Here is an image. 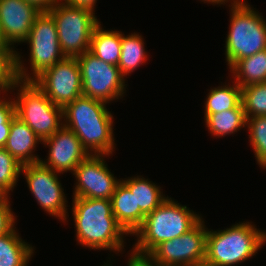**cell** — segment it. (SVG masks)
Returning a JSON list of instances; mask_svg holds the SVG:
<instances>
[{
    "label": "cell",
    "instance_id": "1",
    "mask_svg": "<svg viewBox=\"0 0 266 266\" xmlns=\"http://www.w3.org/2000/svg\"><path fill=\"white\" fill-rule=\"evenodd\" d=\"M71 210L76 241L81 246L110 250L116 255L125 249L124 235L128 234L112 213L111 199L73 197Z\"/></svg>",
    "mask_w": 266,
    "mask_h": 266
},
{
    "label": "cell",
    "instance_id": "2",
    "mask_svg": "<svg viewBox=\"0 0 266 266\" xmlns=\"http://www.w3.org/2000/svg\"><path fill=\"white\" fill-rule=\"evenodd\" d=\"M107 103L81 95L63 108L64 126L72 130L92 155L112 156L114 117Z\"/></svg>",
    "mask_w": 266,
    "mask_h": 266
},
{
    "label": "cell",
    "instance_id": "3",
    "mask_svg": "<svg viewBox=\"0 0 266 266\" xmlns=\"http://www.w3.org/2000/svg\"><path fill=\"white\" fill-rule=\"evenodd\" d=\"M177 202L168 196L145 216L141 226L132 235L136 236L137 241L130 253L147 257L159 244L180 237L202 219L200 214Z\"/></svg>",
    "mask_w": 266,
    "mask_h": 266
},
{
    "label": "cell",
    "instance_id": "4",
    "mask_svg": "<svg viewBox=\"0 0 266 266\" xmlns=\"http://www.w3.org/2000/svg\"><path fill=\"white\" fill-rule=\"evenodd\" d=\"M266 243V230L252 222H239L223 230H207L205 263L235 266L253 258Z\"/></svg>",
    "mask_w": 266,
    "mask_h": 266
},
{
    "label": "cell",
    "instance_id": "5",
    "mask_svg": "<svg viewBox=\"0 0 266 266\" xmlns=\"http://www.w3.org/2000/svg\"><path fill=\"white\" fill-rule=\"evenodd\" d=\"M229 7L225 57L230 69L238 60L266 50V20L246 1L229 4Z\"/></svg>",
    "mask_w": 266,
    "mask_h": 266
},
{
    "label": "cell",
    "instance_id": "6",
    "mask_svg": "<svg viewBox=\"0 0 266 266\" xmlns=\"http://www.w3.org/2000/svg\"><path fill=\"white\" fill-rule=\"evenodd\" d=\"M29 45L30 72L19 52L13 64V78L20 81H34L40 74L65 58L58 40L57 26L48 12H41L23 42ZM24 64V65H23ZM28 71V72H27Z\"/></svg>",
    "mask_w": 266,
    "mask_h": 266
},
{
    "label": "cell",
    "instance_id": "7",
    "mask_svg": "<svg viewBox=\"0 0 266 266\" xmlns=\"http://www.w3.org/2000/svg\"><path fill=\"white\" fill-rule=\"evenodd\" d=\"M9 90H18L15 114L42 140L49 138L63 125V108L52 103L33 81L12 79Z\"/></svg>",
    "mask_w": 266,
    "mask_h": 266
},
{
    "label": "cell",
    "instance_id": "8",
    "mask_svg": "<svg viewBox=\"0 0 266 266\" xmlns=\"http://www.w3.org/2000/svg\"><path fill=\"white\" fill-rule=\"evenodd\" d=\"M48 13L53 17L65 57H78L90 50L94 28L100 23L95 12L59 1Z\"/></svg>",
    "mask_w": 266,
    "mask_h": 266
},
{
    "label": "cell",
    "instance_id": "9",
    "mask_svg": "<svg viewBox=\"0 0 266 266\" xmlns=\"http://www.w3.org/2000/svg\"><path fill=\"white\" fill-rule=\"evenodd\" d=\"M76 58L81 71L84 96L108 104L124 97L127 84L118 66L99 59L90 51Z\"/></svg>",
    "mask_w": 266,
    "mask_h": 266
},
{
    "label": "cell",
    "instance_id": "10",
    "mask_svg": "<svg viewBox=\"0 0 266 266\" xmlns=\"http://www.w3.org/2000/svg\"><path fill=\"white\" fill-rule=\"evenodd\" d=\"M207 230L202 218L180 237L159 244L147 257L158 266H191L204 263Z\"/></svg>",
    "mask_w": 266,
    "mask_h": 266
},
{
    "label": "cell",
    "instance_id": "11",
    "mask_svg": "<svg viewBox=\"0 0 266 266\" xmlns=\"http://www.w3.org/2000/svg\"><path fill=\"white\" fill-rule=\"evenodd\" d=\"M26 179L27 187L40 207L50 216L67 221V198L58 172L43 165L40 161L22 165L21 174Z\"/></svg>",
    "mask_w": 266,
    "mask_h": 266
},
{
    "label": "cell",
    "instance_id": "12",
    "mask_svg": "<svg viewBox=\"0 0 266 266\" xmlns=\"http://www.w3.org/2000/svg\"><path fill=\"white\" fill-rule=\"evenodd\" d=\"M33 82L52 103L62 108L83 95L81 71L76 57H65Z\"/></svg>",
    "mask_w": 266,
    "mask_h": 266
},
{
    "label": "cell",
    "instance_id": "13",
    "mask_svg": "<svg viewBox=\"0 0 266 266\" xmlns=\"http://www.w3.org/2000/svg\"><path fill=\"white\" fill-rule=\"evenodd\" d=\"M106 157L90 154L74 169L72 174L76 183L73 197L111 199L121 180L109 171L104 161Z\"/></svg>",
    "mask_w": 266,
    "mask_h": 266
},
{
    "label": "cell",
    "instance_id": "14",
    "mask_svg": "<svg viewBox=\"0 0 266 266\" xmlns=\"http://www.w3.org/2000/svg\"><path fill=\"white\" fill-rule=\"evenodd\" d=\"M41 144L49 150L47 159H40V162L60 174L73 173L74 169L90 155L76 134L64 125Z\"/></svg>",
    "mask_w": 266,
    "mask_h": 266
},
{
    "label": "cell",
    "instance_id": "15",
    "mask_svg": "<svg viewBox=\"0 0 266 266\" xmlns=\"http://www.w3.org/2000/svg\"><path fill=\"white\" fill-rule=\"evenodd\" d=\"M41 12L23 0H0L1 29L13 48L16 43H23L28 38L30 29Z\"/></svg>",
    "mask_w": 266,
    "mask_h": 266
},
{
    "label": "cell",
    "instance_id": "16",
    "mask_svg": "<svg viewBox=\"0 0 266 266\" xmlns=\"http://www.w3.org/2000/svg\"><path fill=\"white\" fill-rule=\"evenodd\" d=\"M42 140L33 130L18 117L11 122L9 136L4 148L21 164L40 161L39 155L34 154L37 144Z\"/></svg>",
    "mask_w": 266,
    "mask_h": 266
},
{
    "label": "cell",
    "instance_id": "17",
    "mask_svg": "<svg viewBox=\"0 0 266 266\" xmlns=\"http://www.w3.org/2000/svg\"><path fill=\"white\" fill-rule=\"evenodd\" d=\"M121 181L135 195L136 200V230L141 226L145 216L154 211L167 198L161 187L143 176H134L121 179Z\"/></svg>",
    "mask_w": 266,
    "mask_h": 266
},
{
    "label": "cell",
    "instance_id": "18",
    "mask_svg": "<svg viewBox=\"0 0 266 266\" xmlns=\"http://www.w3.org/2000/svg\"><path fill=\"white\" fill-rule=\"evenodd\" d=\"M14 227L0 236V266H28L34 254V247L22 240Z\"/></svg>",
    "mask_w": 266,
    "mask_h": 266
},
{
    "label": "cell",
    "instance_id": "19",
    "mask_svg": "<svg viewBox=\"0 0 266 266\" xmlns=\"http://www.w3.org/2000/svg\"><path fill=\"white\" fill-rule=\"evenodd\" d=\"M112 213L117 223L129 235L136 231V200L130 189L120 181L111 197Z\"/></svg>",
    "mask_w": 266,
    "mask_h": 266
},
{
    "label": "cell",
    "instance_id": "20",
    "mask_svg": "<svg viewBox=\"0 0 266 266\" xmlns=\"http://www.w3.org/2000/svg\"><path fill=\"white\" fill-rule=\"evenodd\" d=\"M230 72L233 81L241 88L266 82V50L238 60Z\"/></svg>",
    "mask_w": 266,
    "mask_h": 266
},
{
    "label": "cell",
    "instance_id": "21",
    "mask_svg": "<svg viewBox=\"0 0 266 266\" xmlns=\"http://www.w3.org/2000/svg\"><path fill=\"white\" fill-rule=\"evenodd\" d=\"M89 51L99 59L118 66L121 55V31L104 30L100 22L93 30Z\"/></svg>",
    "mask_w": 266,
    "mask_h": 266
},
{
    "label": "cell",
    "instance_id": "22",
    "mask_svg": "<svg viewBox=\"0 0 266 266\" xmlns=\"http://www.w3.org/2000/svg\"><path fill=\"white\" fill-rule=\"evenodd\" d=\"M144 44V38L139 33H129V35L125 36L121 32V55L118 68L124 77L129 76L148 60Z\"/></svg>",
    "mask_w": 266,
    "mask_h": 266
},
{
    "label": "cell",
    "instance_id": "23",
    "mask_svg": "<svg viewBox=\"0 0 266 266\" xmlns=\"http://www.w3.org/2000/svg\"><path fill=\"white\" fill-rule=\"evenodd\" d=\"M246 119L245 111L240 103L235 109L210 114L204 122L211 136L219 138L246 128Z\"/></svg>",
    "mask_w": 266,
    "mask_h": 266
},
{
    "label": "cell",
    "instance_id": "24",
    "mask_svg": "<svg viewBox=\"0 0 266 266\" xmlns=\"http://www.w3.org/2000/svg\"><path fill=\"white\" fill-rule=\"evenodd\" d=\"M232 83L222 84L209 91L204 103V120L210 114L235 109L241 103V87L235 81Z\"/></svg>",
    "mask_w": 266,
    "mask_h": 266
},
{
    "label": "cell",
    "instance_id": "25",
    "mask_svg": "<svg viewBox=\"0 0 266 266\" xmlns=\"http://www.w3.org/2000/svg\"><path fill=\"white\" fill-rule=\"evenodd\" d=\"M241 103L246 118L266 116V82L241 88Z\"/></svg>",
    "mask_w": 266,
    "mask_h": 266
},
{
    "label": "cell",
    "instance_id": "26",
    "mask_svg": "<svg viewBox=\"0 0 266 266\" xmlns=\"http://www.w3.org/2000/svg\"><path fill=\"white\" fill-rule=\"evenodd\" d=\"M249 142L255 153L259 167L266 169V116H253L246 119Z\"/></svg>",
    "mask_w": 266,
    "mask_h": 266
},
{
    "label": "cell",
    "instance_id": "27",
    "mask_svg": "<svg viewBox=\"0 0 266 266\" xmlns=\"http://www.w3.org/2000/svg\"><path fill=\"white\" fill-rule=\"evenodd\" d=\"M22 165L5 149L0 148V187L9 195L16 187Z\"/></svg>",
    "mask_w": 266,
    "mask_h": 266
},
{
    "label": "cell",
    "instance_id": "28",
    "mask_svg": "<svg viewBox=\"0 0 266 266\" xmlns=\"http://www.w3.org/2000/svg\"><path fill=\"white\" fill-rule=\"evenodd\" d=\"M10 197L0 202V236L9 233L16 224V217L12 212Z\"/></svg>",
    "mask_w": 266,
    "mask_h": 266
},
{
    "label": "cell",
    "instance_id": "29",
    "mask_svg": "<svg viewBox=\"0 0 266 266\" xmlns=\"http://www.w3.org/2000/svg\"><path fill=\"white\" fill-rule=\"evenodd\" d=\"M6 91L8 90H0V95L3 94L0 97V126H11L12 120L16 117L14 100L4 96V93L7 94Z\"/></svg>",
    "mask_w": 266,
    "mask_h": 266
},
{
    "label": "cell",
    "instance_id": "30",
    "mask_svg": "<svg viewBox=\"0 0 266 266\" xmlns=\"http://www.w3.org/2000/svg\"><path fill=\"white\" fill-rule=\"evenodd\" d=\"M13 79V65L0 53V90L8 88Z\"/></svg>",
    "mask_w": 266,
    "mask_h": 266
},
{
    "label": "cell",
    "instance_id": "31",
    "mask_svg": "<svg viewBox=\"0 0 266 266\" xmlns=\"http://www.w3.org/2000/svg\"><path fill=\"white\" fill-rule=\"evenodd\" d=\"M16 49H14L3 35L0 25V53L13 65L16 57Z\"/></svg>",
    "mask_w": 266,
    "mask_h": 266
},
{
    "label": "cell",
    "instance_id": "32",
    "mask_svg": "<svg viewBox=\"0 0 266 266\" xmlns=\"http://www.w3.org/2000/svg\"><path fill=\"white\" fill-rule=\"evenodd\" d=\"M60 1L69 6L86 8L93 12H95L94 6L97 3V0H60Z\"/></svg>",
    "mask_w": 266,
    "mask_h": 266
},
{
    "label": "cell",
    "instance_id": "33",
    "mask_svg": "<svg viewBox=\"0 0 266 266\" xmlns=\"http://www.w3.org/2000/svg\"><path fill=\"white\" fill-rule=\"evenodd\" d=\"M37 7L42 12H48L60 0H23Z\"/></svg>",
    "mask_w": 266,
    "mask_h": 266
},
{
    "label": "cell",
    "instance_id": "34",
    "mask_svg": "<svg viewBox=\"0 0 266 266\" xmlns=\"http://www.w3.org/2000/svg\"><path fill=\"white\" fill-rule=\"evenodd\" d=\"M130 258H128L127 266H158L154 264L148 257L137 256L134 254H130Z\"/></svg>",
    "mask_w": 266,
    "mask_h": 266
},
{
    "label": "cell",
    "instance_id": "35",
    "mask_svg": "<svg viewBox=\"0 0 266 266\" xmlns=\"http://www.w3.org/2000/svg\"><path fill=\"white\" fill-rule=\"evenodd\" d=\"M11 126H0V148H4Z\"/></svg>",
    "mask_w": 266,
    "mask_h": 266
},
{
    "label": "cell",
    "instance_id": "36",
    "mask_svg": "<svg viewBox=\"0 0 266 266\" xmlns=\"http://www.w3.org/2000/svg\"><path fill=\"white\" fill-rule=\"evenodd\" d=\"M204 3H211L213 5L217 4V5H224L226 4L227 2H230L231 5L235 4L236 2H238V0H200ZM226 2V3H225Z\"/></svg>",
    "mask_w": 266,
    "mask_h": 266
},
{
    "label": "cell",
    "instance_id": "37",
    "mask_svg": "<svg viewBox=\"0 0 266 266\" xmlns=\"http://www.w3.org/2000/svg\"><path fill=\"white\" fill-rule=\"evenodd\" d=\"M8 197H10V195L2 187H0V202L7 200Z\"/></svg>",
    "mask_w": 266,
    "mask_h": 266
},
{
    "label": "cell",
    "instance_id": "38",
    "mask_svg": "<svg viewBox=\"0 0 266 266\" xmlns=\"http://www.w3.org/2000/svg\"><path fill=\"white\" fill-rule=\"evenodd\" d=\"M191 266H212V265H209L207 263H201V264H194V265H191Z\"/></svg>",
    "mask_w": 266,
    "mask_h": 266
},
{
    "label": "cell",
    "instance_id": "39",
    "mask_svg": "<svg viewBox=\"0 0 266 266\" xmlns=\"http://www.w3.org/2000/svg\"><path fill=\"white\" fill-rule=\"evenodd\" d=\"M109 261H111V260H107V263L103 264L102 266H112Z\"/></svg>",
    "mask_w": 266,
    "mask_h": 266
}]
</instances>
